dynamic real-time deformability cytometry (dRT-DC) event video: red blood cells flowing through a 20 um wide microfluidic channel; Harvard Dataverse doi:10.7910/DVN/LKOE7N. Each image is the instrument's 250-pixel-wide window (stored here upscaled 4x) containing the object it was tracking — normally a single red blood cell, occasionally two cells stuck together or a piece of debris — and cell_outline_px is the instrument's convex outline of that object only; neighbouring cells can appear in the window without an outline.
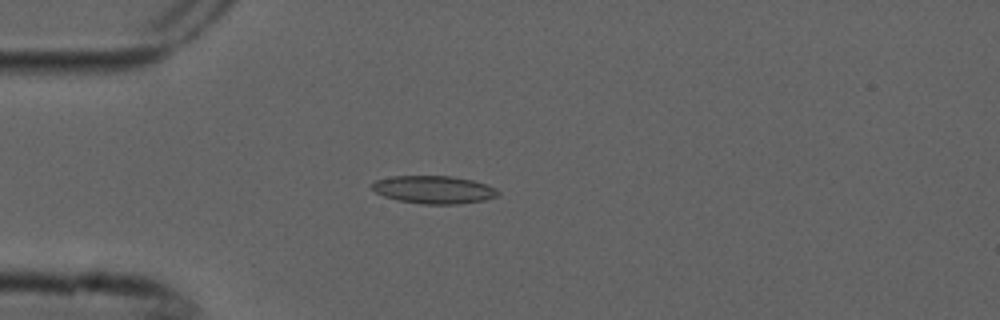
{"species": "common noctule bat (a hibernating species)", "species_latin": "Nyctalus noctula", "temperature_condition": "cold", "stored_images_in_passage": 3, "camera_frame_rate_fps": 3000, "um_per_image_px": 0.085, "animal": {"sex": "male", "forearm_length_mm": 52.5}, "frame": {"image": 1, "passage_image": 2, "time_ms": 0.333, "image_size_px": [1000, 320], "cell_outline_px": [[500, 192], [496, 196], [484, 200], [456, 204], [420, 204], [400, 200], [384, 196], [376, 192], [372, 188], [372, 184], [376, 180], [392, 176], [452, 176], [472, 180], [496, 188]], "centroid_in_image_um": [36.87, 16.12], "position_along_channel_um": 48.1, "area_um2": 20.23}}